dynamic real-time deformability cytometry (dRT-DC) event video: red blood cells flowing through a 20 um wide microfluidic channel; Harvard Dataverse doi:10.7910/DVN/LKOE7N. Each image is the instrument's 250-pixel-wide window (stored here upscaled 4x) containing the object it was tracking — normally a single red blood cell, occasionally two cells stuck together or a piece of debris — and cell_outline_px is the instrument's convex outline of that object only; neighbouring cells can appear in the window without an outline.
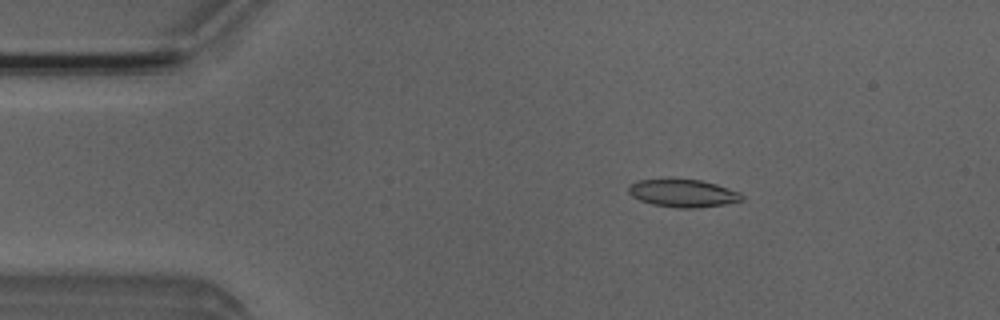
{"species": "Egyptian fruit bat (a non-hibernating species)", "species_latin": "Rousettus aegyptiacus", "temperature_condition": "room temperature", "stored_images_in_passage": 6, "camera_frame_rate_fps": 3000, "um_per_image_px": 0.085, "animal": {"sex": "male"}, "frame": {"image": 1, "passage_image": 3, "time_ms": 2.333, "image_size_px": [1000, 320], "cell_outline_px": [[744, 200], [724, 204], [696, 208], [680, 208], [652, 204], [640, 200], [632, 196], [628, 192], [628, 188], [636, 180], [700, 180], [716, 184], [740, 192], [744, 196]], "centroid_in_image_um": [58.08, 16.44], "position_along_channel_um": 26.9, "area_um2": 18.03}}